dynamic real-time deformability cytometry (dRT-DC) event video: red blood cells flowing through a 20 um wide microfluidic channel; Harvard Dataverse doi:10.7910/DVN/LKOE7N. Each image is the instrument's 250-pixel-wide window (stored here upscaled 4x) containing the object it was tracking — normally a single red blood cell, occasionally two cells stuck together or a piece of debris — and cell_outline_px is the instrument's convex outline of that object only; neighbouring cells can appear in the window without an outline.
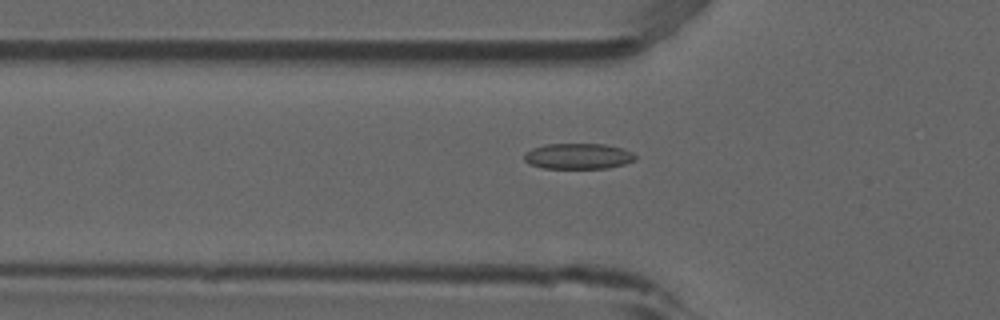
{"species": "common noctule bat (a hibernating species)", "species_latin": "Nyctalus noctula", "temperature_condition": "room temperature", "stored_images_in_passage": 42, "camera_frame_rate_fps": 3000, "um_per_image_px": 0.085, "animal": {"sex": "male", "forearm_length_mm": 52.5}, "frame": {"image": 1, "passage_image": 7, "time_ms": 2.0, "image_size_px": [1000, 320], "cell_outline_px": [[636, 160], [624, 164], [608, 168], [544, 168], [528, 164], [524, 160], [524, 152], [532, 148], [544, 144], [604, 144], [624, 148], [632, 152], [636, 156]], "centroid_in_image_um": [49.14, 13.27], "position_along_channel_um": 76.7, "area_um2": 16.82}}
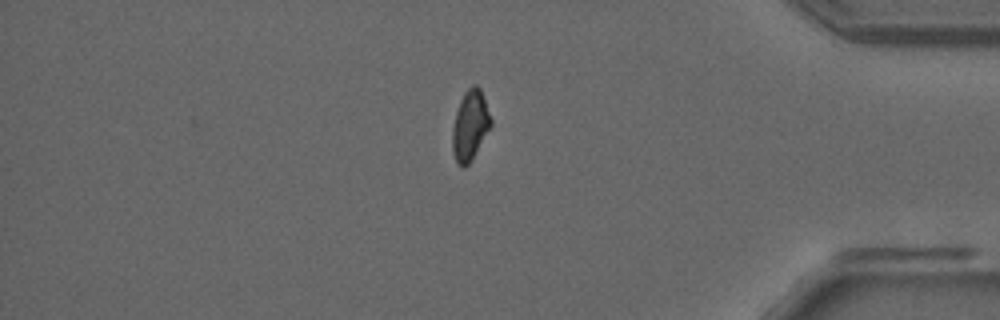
{"frame": {"image": 2, "passage_image": 34, "time_ms": 11.0, "image_size_px": [1000, 320], "cell_outline_px": [[492, 124], [468, 164], [464, 168], [460, 168], [456, 160], [452, 148], [452, 128], [456, 112], [460, 100], [464, 92], [472, 84], [476, 84], [480, 88], [492, 120]], "centroid_in_image_um": [39.94, 10.63], "position_along_channel_um": 395.3, "area_um2": 15.49}}
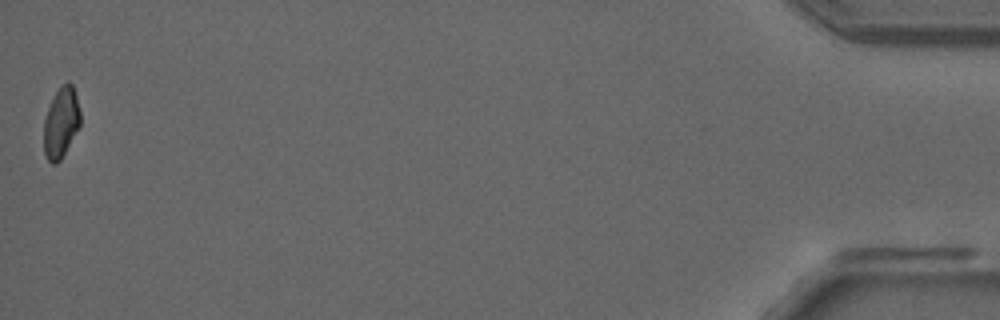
{"frame": {"image": 3, "passage_image": 42, "time_ms": 13.667, "image_size_px": [1000, 320], "cell_outline_px": [[80, 124], [60, 160], [56, 164], [52, 164], [48, 160], [44, 152], [44, 120], [48, 108], [60, 84], [68, 80], [72, 84], [76, 96], [80, 112]], "centroid_in_image_um": [5.18, 10.39], "position_along_channel_um": 430.0, "area_um2": 14.8}, "authors_computed_cell_mechanics": {"area_um2": 15.9239, "velocity_mm_per_s": 3.8813, "shape_relaxation_time_tau1_ms": null, "shape_relaxation_time_tau2_ms": 6.793, "deformation_change_tau1": null, "deformation_change_tau2": 0.1264}}